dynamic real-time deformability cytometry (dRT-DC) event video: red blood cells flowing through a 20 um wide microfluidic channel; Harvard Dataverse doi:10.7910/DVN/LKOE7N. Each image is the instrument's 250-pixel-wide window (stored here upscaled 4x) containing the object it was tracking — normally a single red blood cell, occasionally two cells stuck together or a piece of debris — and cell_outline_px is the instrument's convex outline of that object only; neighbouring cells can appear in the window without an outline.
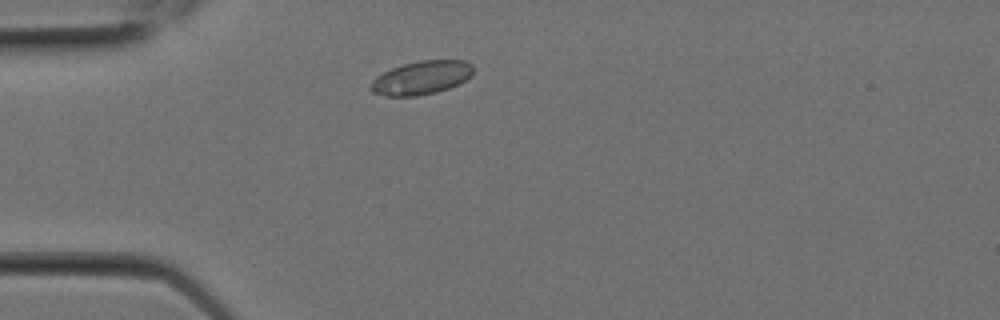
{"species": "Egyptian fruit bat (a non-hibernating species)", "species_latin": "Rousettus aegyptiacus", "temperature_condition": "room temperature", "stored_images_in_passage": 4, "camera_frame_rate_fps": 3000, "um_per_image_px": 0.085, "animal": {"sex": "female"}, "frame": {"image": 1, "passage_image": 2, "time_ms": 0.333, "image_size_px": [1000, 320], "cell_outline_px": [[472, 72], [464, 80], [448, 88], [436, 92], [416, 96], [384, 96], [372, 92], [368, 88], [372, 80], [376, 76], [392, 68], [404, 64], [420, 60], [464, 60], [472, 64]], "centroid_in_image_um": [35.76, 6.61], "position_along_channel_um": 49.2, "area_um2": 19.88}}
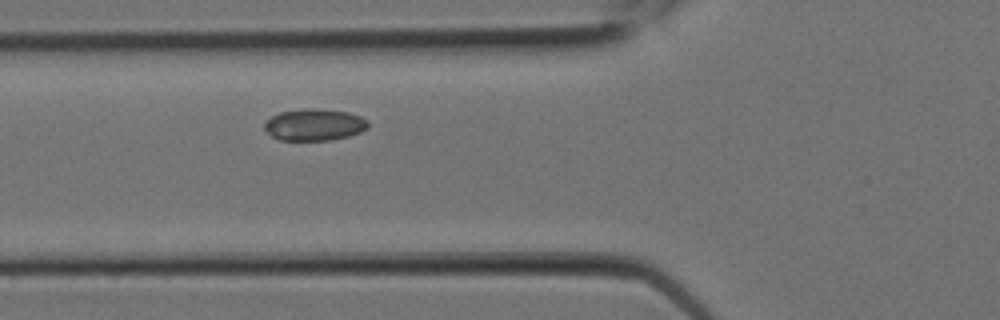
{"frame": {"image": 2, "passage_image": 4, "time_ms": 1.0, "image_size_px": [1000, 320], "cell_outline_px": [[368, 128], [360, 132], [348, 136], [332, 140], [280, 140], [272, 136], [264, 128], [264, 124], [272, 116], [280, 112], [312, 108], [348, 112], [360, 116], [368, 120]], "centroid_in_image_um": [26.74, 10.61], "position_along_channel_um": 99.1, "area_um2": 19.02}}